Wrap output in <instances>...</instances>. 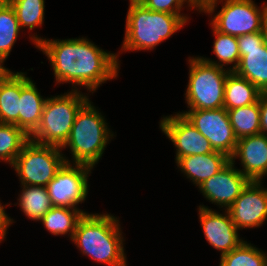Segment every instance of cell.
Here are the masks:
<instances>
[{
	"mask_svg": "<svg viewBox=\"0 0 267 266\" xmlns=\"http://www.w3.org/2000/svg\"><path fill=\"white\" fill-rule=\"evenodd\" d=\"M15 11L21 29L29 31L43 26L45 15V0H8Z\"/></svg>",
	"mask_w": 267,
	"mask_h": 266,
	"instance_id": "28",
	"label": "cell"
},
{
	"mask_svg": "<svg viewBox=\"0 0 267 266\" xmlns=\"http://www.w3.org/2000/svg\"><path fill=\"white\" fill-rule=\"evenodd\" d=\"M61 147L41 145L29 140L11 165L21 185L47 186L67 162Z\"/></svg>",
	"mask_w": 267,
	"mask_h": 266,
	"instance_id": "8",
	"label": "cell"
},
{
	"mask_svg": "<svg viewBox=\"0 0 267 266\" xmlns=\"http://www.w3.org/2000/svg\"><path fill=\"white\" fill-rule=\"evenodd\" d=\"M240 62L234 72L248 79L262 93H267V46L262 32L237 37Z\"/></svg>",
	"mask_w": 267,
	"mask_h": 266,
	"instance_id": "11",
	"label": "cell"
},
{
	"mask_svg": "<svg viewBox=\"0 0 267 266\" xmlns=\"http://www.w3.org/2000/svg\"><path fill=\"white\" fill-rule=\"evenodd\" d=\"M200 225L206 241L216 250L220 257L238 247L244 239L238 234L239 229L233 223L227 210L222 213L208 206H198Z\"/></svg>",
	"mask_w": 267,
	"mask_h": 266,
	"instance_id": "14",
	"label": "cell"
},
{
	"mask_svg": "<svg viewBox=\"0 0 267 266\" xmlns=\"http://www.w3.org/2000/svg\"><path fill=\"white\" fill-rule=\"evenodd\" d=\"M144 0H129V5L142 4Z\"/></svg>",
	"mask_w": 267,
	"mask_h": 266,
	"instance_id": "33",
	"label": "cell"
},
{
	"mask_svg": "<svg viewBox=\"0 0 267 266\" xmlns=\"http://www.w3.org/2000/svg\"><path fill=\"white\" fill-rule=\"evenodd\" d=\"M11 206L12 204L2 205L0 201V243L6 240V234L8 233V228L13 225V218L9 217L5 211V207Z\"/></svg>",
	"mask_w": 267,
	"mask_h": 266,
	"instance_id": "30",
	"label": "cell"
},
{
	"mask_svg": "<svg viewBox=\"0 0 267 266\" xmlns=\"http://www.w3.org/2000/svg\"><path fill=\"white\" fill-rule=\"evenodd\" d=\"M29 140V136L16 125L0 123V160L11 166Z\"/></svg>",
	"mask_w": 267,
	"mask_h": 266,
	"instance_id": "26",
	"label": "cell"
},
{
	"mask_svg": "<svg viewBox=\"0 0 267 266\" xmlns=\"http://www.w3.org/2000/svg\"><path fill=\"white\" fill-rule=\"evenodd\" d=\"M89 99L80 90L47 97L40 123L29 136L30 140L62 147L69 138L77 112Z\"/></svg>",
	"mask_w": 267,
	"mask_h": 266,
	"instance_id": "5",
	"label": "cell"
},
{
	"mask_svg": "<svg viewBox=\"0 0 267 266\" xmlns=\"http://www.w3.org/2000/svg\"><path fill=\"white\" fill-rule=\"evenodd\" d=\"M261 32L263 35L264 43L267 46V13L265 14L264 19H263Z\"/></svg>",
	"mask_w": 267,
	"mask_h": 266,
	"instance_id": "32",
	"label": "cell"
},
{
	"mask_svg": "<svg viewBox=\"0 0 267 266\" xmlns=\"http://www.w3.org/2000/svg\"><path fill=\"white\" fill-rule=\"evenodd\" d=\"M87 211L64 206H53L40 220L44 228L52 235L64 236L68 234L70 240L74 236L78 221Z\"/></svg>",
	"mask_w": 267,
	"mask_h": 266,
	"instance_id": "21",
	"label": "cell"
},
{
	"mask_svg": "<svg viewBox=\"0 0 267 266\" xmlns=\"http://www.w3.org/2000/svg\"><path fill=\"white\" fill-rule=\"evenodd\" d=\"M30 36L35 47L48 58L58 85L71 83V90L81 86L93 94L100 85L119 75L120 52L105 51L84 37L54 40L35 33Z\"/></svg>",
	"mask_w": 267,
	"mask_h": 266,
	"instance_id": "1",
	"label": "cell"
},
{
	"mask_svg": "<svg viewBox=\"0 0 267 266\" xmlns=\"http://www.w3.org/2000/svg\"><path fill=\"white\" fill-rule=\"evenodd\" d=\"M4 69L0 66V73L3 71Z\"/></svg>",
	"mask_w": 267,
	"mask_h": 266,
	"instance_id": "35",
	"label": "cell"
},
{
	"mask_svg": "<svg viewBox=\"0 0 267 266\" xmlns=\"http://www.w3.org/2000/svg\"><path fill=\"white\" fill-rule=\"evenodd\" d=\"M122 52L154 50L189 22L186 15H175L147 9L143 4L129 5Z\"/></svg>",
	"mask_w": 267,
	"mask_h": 266,
	"instance_id": "3",
	"label": "cell"
},
{
	"mask_svg": "<svg viewBox=\"0 0 267 266\" xmlns=\"http://www.w3.org/2000/svg\"><path fill=\"white\" fill-rule=\"evenodd\" d=\"M235 164L230 161L222 170L198 187L205 199L219 208H223L221 210H227L250 182L235 167Z\"/></svg>",
	"mask_w": 267,
	"mask_h": 266,
	"instance_id": "15",
	"label": "cell"
},
{
	"mask_svg": "<svg viewBox=\"0 0 267 266\" xmlns=\"http://www.w3.org/2000/svg\"><path fill=\"white\" fill-rule=\"evenodd\" d=\"M211 28L213 35L215 36L213 53L218 60L215 61L212 58L200 57L204 61L222 68L232 64V66L228 67V70L234 71L240 62L237 37L217 31L212 25Z\"/></svg>",
	"mask_w": 267,
	"mask_h": 266,
	"instance_id": "23",
	"label": "cell"
},
{
	"mask_svg": "<svg viewBox=\"0 0 267 266\" xmlns=\"http://www.w3.org/2000/svg\"><path fill=\"white\" fill-rule=\"evenodd\" d=\"M8 2V0H0V7L5 5Z\"/></svg>",
	"mask_w": 267,
	"mask_h": 266,
	"instance_id": "34",
	"label": "cell"
},
{
	"mask_svg": "<svg viewBox=\"0 0 267 266\" xmlns=\"http://www.w3.org/2000/svg\"><path fill=\"white\" fill-rule=\"evenodd\" d=\"M21 188L16 206L18 204L20 210L31 221H40L53 207L47 187L21 185Z\"/></svg>",
	"mask_w": 267,
	"mask_h": 266,
	"instance_id": "22",
	"label": "cell"
},
{
	"mask_svg": "<svg viewBox=\"0 0 267 266\" xmlns=\"http://www.w3.org/2000/svg\"><path fill=\"white\" fill-rule=\"evenodd\" d=\"M92 170L87 165L65 162L46 186L52 205L80 209L78 205L88 196V177Z\"/></svg>",
	"mask_w": 267,
	"mask_h": 266,
	"instance_id": "9",
	"label": "cell"
},
{
	"mask_svg": "<svg viewBox=\"0 0 267 266\" xmlns=\"http://www.w3.org/2000/svg\"><path fill=\"white\" fill-rule=\"evenodd\" d=\"M188 59L189 79L184 94L188 110L223 108L226 77L231 71L210 64L200 56Z\"/></svg>",
	"mask_w": 267,
	"mask_h": 266,
	"instance_id": "6",
	"label": "cell"
},
{
	"mask_svg": "<svg viewBox=\"0 0 267 266\" xmlns=\"http://www.w3.org/2000/svg\"><path fill=\"white\" fill-rule=\"evenodd\" d=\"M21 27L11 4L0 7V66L6 69L4 62L17 42Z\"/></svg>",
	"mask_w": 267,
	"mask_h": 266,
	"instance_id": "24",
	"label": "cell"
},
{
	"mask_svg": "<svg viewBox=\"0 0 267 266\" xmlns=\"http://www.w3.org/2000/svg\"><path fill=\"white\" fill-rule=\"evenodd\" d=\"M239 158L242 169H238L250 181H263L267 176V136L258 133L239 138L231 157L235 162Z\"/></svg>",
	"mask_w": 267,
	"mask_h": 266,
	"instance_id": "16",
	"label": "cell"
},
{
	"mask_svg": "<svg viewBox=\"0 0 267 266\" xmlns=\"http://www.w3.org/2000/svg\"><path fill=\"white\" fill-rule=\"evenodd\" d=\"M230 161L231 158L226 154L214 151L179 158L176 165L187 179H190L193 184L199 187L207 179L222 170Z\"/></svg>",
	"mask_w": 267,
	"mask_h": 266,
	"instance_id": "18",
	"label": "cell"
},
{
	"mask_svg": "<svg viewBox=\"0 0 267 266\" xmlns=\"http://www.w3.org/2000/svg\"><path fill=\"white\" fill-rule=\"evenodd\" d=\"M31 79L21 88L19 128L30 136L38 127L47 98L41 96Z\"/></svg>",
	"mask_w": 267,
	"mask_h": 266,
	"instance_id": "19",
	"label": "cell"
},
{
	"mask_svg": "<svg viewBox=\"0 0 267 266\" xmlns=\"http://www.w3.org/2000/svg\"><path fill=\"white\" fill-rule=\"evenodd\" d=\"M243 241L238 247L220 257L219 266H267V252Z\"/></svg>",
	"mask_w": 267,
	"mask_h": 266,
	"instance_id": "27",
	"label": "cell"
},
{
	"mask_svg": "<svg viewBox=\"0 0 267 266\" xmlns=\"http://www.w3.org/2000/svg\"><path fill=\"white\" fill-rule=\"evenodd\" d=\"M142 4L152 11L175 15H185L184 13L181 14L184 4H187V7H190V9L192 8L194 10L196 9L197 12L199 11L191 0H144Z\"/></svg>",
	"mask_w": 267,
	"mask_h": 266,
	"instance_id": "29",
	"label": "cell"
},
{
	"mask_svg": "<svg viewBox=\"0 0 267 266\" xmlns=\"http://www.w3.org/2000/svg\"><path fill=\"white\" fill-rule=\"evenodd\" d=\"M227 211L239 230L263 226L267 221V188L262 181H250Z\"/></svg>",
	"mask_w": 267,
	"mask_h": 266,
	"instance_id": "13",
	"label": "cell"
},
{
	"mask_svg": "<svg viewBox=\"0 0 267 266\" xmlns=\"http://www.w3.org/2000/svg\"><path fill=\"white\" fill-rule=\"evenodd\" d=\"M262 94L248 79L231 71L225 82L224 108L230 110L256 103Z\"/></svg>",
	"mask_w": 267,
	"mask_h": 266,
	"instance_id": "20",
	"label": "cell"
},
{
	"mask_svg": "<svg viewBox=\"0 0 267 266\" xmlns=\"http://www.w3.org/2000/svg\"><path fill=\"white\" fill-rule=\"evenodd\" d=\"M178 113L183 114L210 142L214 151L224 153L230 158L233 156L238 139L224 107L220 109L179 111Z\"/></svg>",
	"mask_w": 267,
	"mask_h": 266,
	"instance_id": "10",
	"label": "cell"
},
{
	"mask_svg": "<svg viewBox=\"0 0 267 266\" xmlns=\"http://www.w3.org/2000/svg\"><path fill=\"white\" fill-rule=\"evenodd\" d=\"M159 127L176 148L175 162L182 157L214 152L210 142L187 120L177 113L163 116Z\"/></svg>",
	"mask_w": 267,
	"mask_h": 266,
	"instance_id": "12",
	"label": "cell"
},
{
	"mask_svg": "<svg viewBox=\"0 0 267 266\" xmlns=\"http://www.w3.org/2000/svg\"><path fill=\"white\" fill-rule=\"evenodd\" d=\"M119 218L106 213H87L78 221L72 242L85 256L106 266H127Z\"/></svg>",
	"mask_w": 267,
	"mask_h": 266,
	"instance_id": "2",
	"label": "cell"
},
{
	"mask_svg": "<svg viewBox=\"0 0 267 266\" xmlns=\"http://www.w3.org/2000/svg\"><path fill=\"white\" fill-rule=\"evenodd\" d=\"M30 79L27 73L13 72L9 68L0 73V123L19 127L21 88Z\"/></svg>",
	"mask_w": 267,
	"mask_h": 266,
	"instance_id": "17",
	"label": "cell"
},
{
	"mask_svg": "<svg viewBox=\"0 0 267 266\" xmlns=\"http://www.w3.org/2000/svg\"><path fill=\"white\" fill-rule=\"evenodd\" d=\"M260 106V133L267 136V93H263L259 98Z\"/></svg>",
	"mask_w": 267,
	"mask_h": 266,
	"instance_id": "31",
	"label": "cell"
},
{
	"mask_svg": "<svg viewBox=\"0 0 267 266\" xmlns=\"http://www.w3.org/2000/svg\"><path fill=\"white\" fill-rule=\"evenodd\" d=\"M92 103L89 99L77 112L69 138L61 150L69 148L71 151L72 161L68 158L67 163L94 168L116 134L110 130L103 113Z\"/></svg>",
	"mask_w": 267,
	"mask_h": 266,
	"instance_id": "4",
	"label": "cell"
},
{
	"mask_svg": "<svg viewBox=\"0 0 267 266\" xmlns=\"http://www.w3.org/2000/svg\"><path fill=\"white\" fill-rule=\"evenodd\" d=\"M237 139L260 133L259 101L240 108L227 110Z\"/></svg>",
	"mask_w": 267,
	"mask_h": 266,
	"instance_id": "25",
	"label": "cell"
},
{
	"mask_svg": "<svg viewBox=\"0 0 267 266\" xmlns=\"http://www.w3.org/2000/svg\"><path fill=\"white\" fill-rule=\"evenodd\" d=\"M219 3L223 5L217 12L215 10ZM264 3L259 8L253 0H211L199 10V13L212 16L210 25L217 31L238 37L261 32L263 19L267 13V4ZM214 12L217 14L213 15Z\"/></svg>",
	"mask_w": 267,
	"mask_h": 266,
	"instance_id": "7",
	"label": "cell"
}]
</instances>
